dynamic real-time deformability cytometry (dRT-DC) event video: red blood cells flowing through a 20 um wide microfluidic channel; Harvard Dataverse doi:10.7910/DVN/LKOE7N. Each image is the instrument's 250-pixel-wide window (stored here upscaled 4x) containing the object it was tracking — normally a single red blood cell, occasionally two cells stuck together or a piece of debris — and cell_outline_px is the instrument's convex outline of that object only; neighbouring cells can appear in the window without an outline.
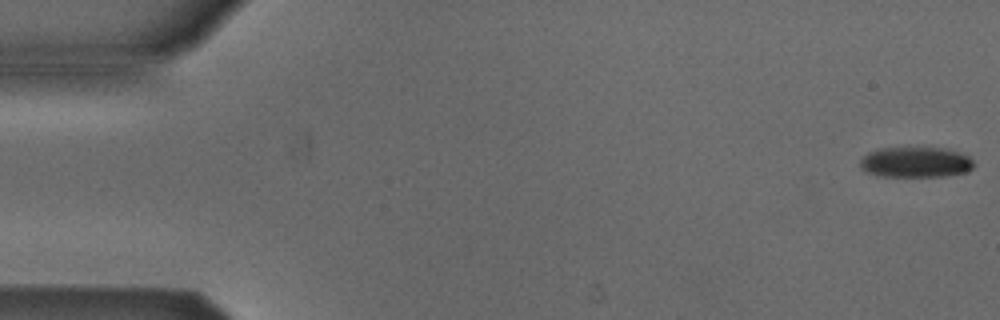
{"species": "Egyptian fruit bat (a non-hibernating species)", "species_latin": "Rousettus aegyptiacus", "temperature_condition": "cold", "stored_images_in_passage": 5, "camera_frame_rate_fps": 3000, "um_per_image_px": 0.085, "animal": {"sex": "male"}, "frame": {"image": 1, "passage_image": 1, "time_ms": 0.0, "image_size_px": [1000, 320], "cell_outline_px": [[972, 168], [964, 172], [944, 176], [880, 176], [864, 172], [860, 168], [860, 160], [868, 152], [880, 148], [944, 148], [968, 156], [972, 160]], "centroid_in_image_um": [77.76, 13.79], "position_along_channel_um": 7.2, "area_um2": 20.0}}
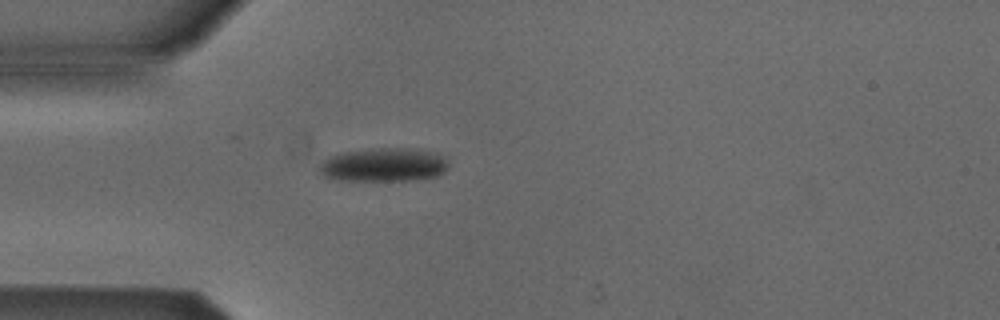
{"frame": {"image": 2, "passage_image": 5, "time_ms": 4.667, "image_size_px": [1000, 320], "cell_outline_px": [[448, 168], [444, 172], [436, 176], [412, 180], [340, 180], [324, 176], [320, 172], [320, 164], [324, 160], [332, 156], [344, 152], [388, 148], [400, 148], [428, 152], [444, 156], [448, 160]], "centroid_in_image_um": [32.64, 14.03], "position_along_channel_um": 52.4, "area_um2": 24.68}}